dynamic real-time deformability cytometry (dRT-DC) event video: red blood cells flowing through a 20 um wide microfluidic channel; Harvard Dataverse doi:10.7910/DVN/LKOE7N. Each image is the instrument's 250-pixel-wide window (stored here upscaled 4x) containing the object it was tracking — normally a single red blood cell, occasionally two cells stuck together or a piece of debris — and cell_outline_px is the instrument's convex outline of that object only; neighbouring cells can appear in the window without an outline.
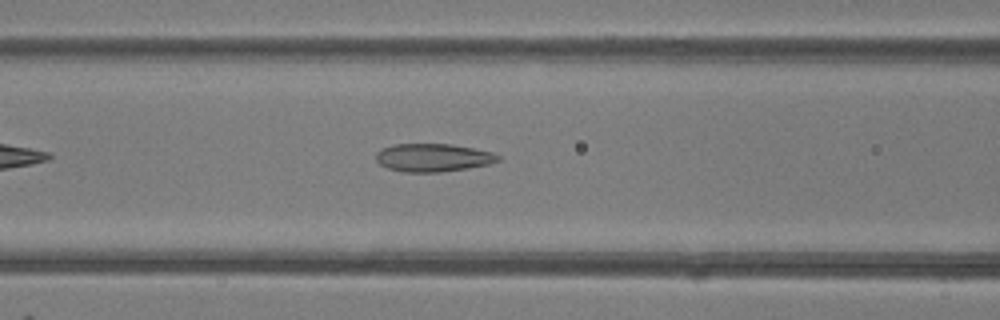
{"species": "common noctule bat (a hibernating species)", "species_latin": "Nyctalus noctula", "temperature_condition": "room temperature", "stored_images_in_passage": 31, "camera_frame_rate_fps": 3000, "um_per_image_px": 0.085, "animal": {"sex": "female"}, "frame": {"image": 1, "passage_image": 5, "time_ms": 1.333, "image_size_px": [1000, 320], "cell_outline_px": [[500, 160], [488, 164], [468, 168], [440, 172], [404, 172], [388, 168], [380, 164], [376, 160], [376, 152], [380, 148], [392, 144], [452, 144], [492, 152], [500, 156]], "centroid_in_image_um": [36.77, 13.39], "position_along_channel_um": 129.8, "area_um2": 20.0}}
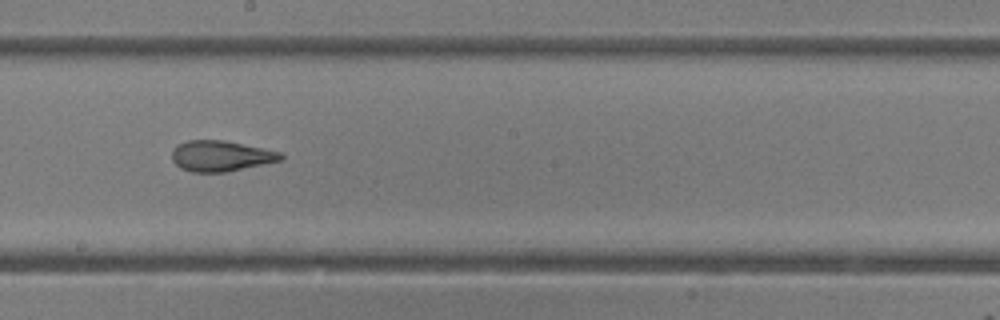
{"frame": {"image": 2, "passage_image": 12, "time_ms": 3.667, "image_size_px": [1000, 320], "cell_outline_px": [[284, 160], [228, 172], [192, 172], [180, 168], [172, 160], [172, 148], [176, 144], [188, 140], [224, 140], [280, 152], [284, 156]], "centroid_in_image_um": [18.76, 13.26], "position_along_channel_um": 229.4, "area_um2": 19.65}}
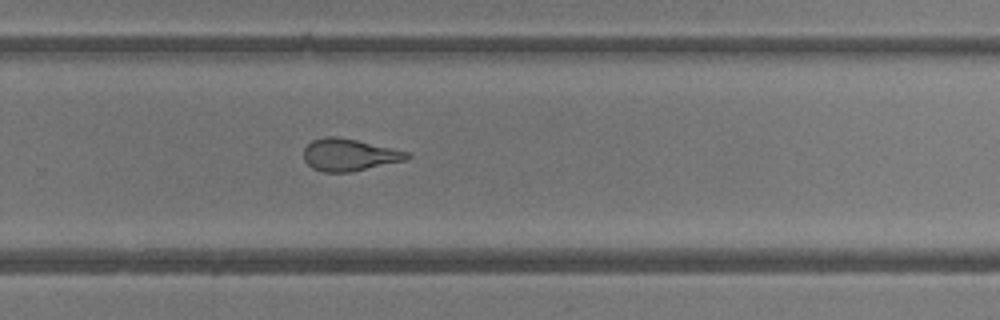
{"frame": {"image": 3, "passage_image": 17, "time_ms": 5.333, "image_size_px": [1000, 320], "cell_outline_px": [[412, 156], [408, 160], [352, 172], [324, 172], [312, 168], [304, 160], [304, 148], [312, 140], [324, 136], [336, 136], [356, 140], [392, 148], [408, 152]], "centroid_in_image_um": [29.7, 13.17], "position_along_channel_um": 300.1, "area_um2": 19.48}}